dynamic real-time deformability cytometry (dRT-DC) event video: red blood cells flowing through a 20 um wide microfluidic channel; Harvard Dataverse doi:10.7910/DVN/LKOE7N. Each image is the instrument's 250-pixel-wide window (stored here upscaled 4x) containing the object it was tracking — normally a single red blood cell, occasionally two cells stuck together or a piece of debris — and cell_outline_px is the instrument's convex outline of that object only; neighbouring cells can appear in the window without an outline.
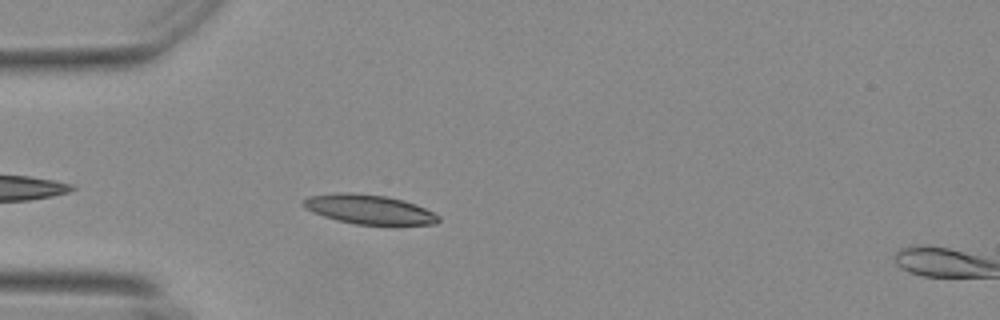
{"species": "Egyptian fruit bat (a non-hibernating species)", "species_latin": "Rousettus aegyptiacus", "temperature_condition": "warm", "stored_images_in_passage": 34, "camera_frame_rate_fps": 3000, "um_per_image_px": 0.085, "animal": {"sex": "female"}, "frame": {"image": 1, "passage_image": 3, "time_ms": 0.667, "image_size_px": [1000, 320], "cell_outline_px": [[440, 220], [436, 224], [356, 224], [336, 220], [312, 212], [304, 208], [300, 204], [308, 196], [340, 192], [352, 192], [384, 196], [404, 200], [416, 204], [440, 216]], "centroid_in_image_um": [31.33, 17.78], "position_along_channel_um": 53.7, "area_um2": 23.06}}
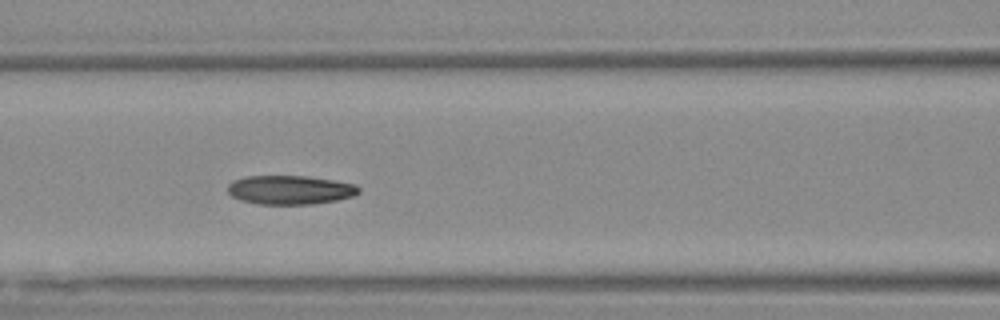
{"frame": {"image": 2, "passage_image": 11, "time_ms": 3.333, "image_size_px": [1000, 320], "cell_outline_px": [[360, 192], [352, 196], [336, 200], [312, 204], [256, 204], [240, 200], [232, 196], [228, 192], [228, 184], [232, 180], [244, 176], [308, 176], [356, 184], [360, 188]], "centroid_in_image_um": [24.63, 16.13], "position_along_channel_um": 142.0, "area_um2": 22.2}}
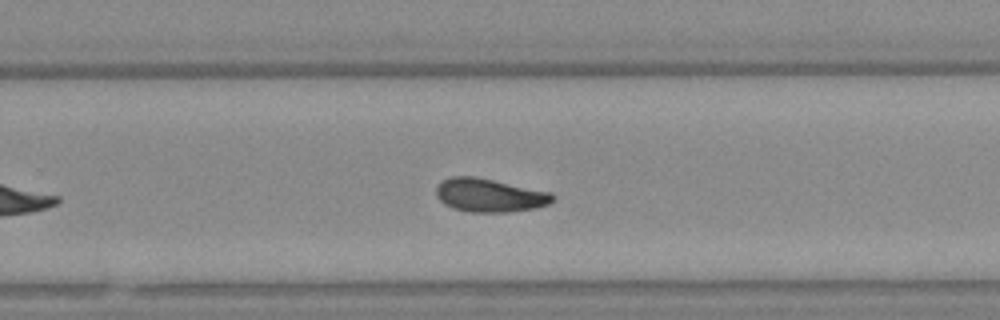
{"frame": {"image": 3, "passage_image": 23, "time_ms": 7.333, "image_size_px": [1000, 320], "cell_outline_px": [[556, 200], [548, 204], [536, 208], [508, 212], [468, 212], [452, 208], [444, 204], [436, 196], [436, 184], [440, 180], [452, 176], [476, 176], [552, 192], [556, 196]], "centroid_in_image_um": [41.61, 16.59], "position_along_channel_um": 288.2, "area_um2": 23.18}, "authors_computed_cell_mechanics": {"area_um2": 22.4553, "velocity_mm_per_s": 3.6771, "shape_relaxation_time_tau1_ms": 5.8389, "shape_relaxation_time_tau2_ms": 4.4263, "deformation_change_tau1": 0.1522, "deformation_change_tau2": 0.1106}}